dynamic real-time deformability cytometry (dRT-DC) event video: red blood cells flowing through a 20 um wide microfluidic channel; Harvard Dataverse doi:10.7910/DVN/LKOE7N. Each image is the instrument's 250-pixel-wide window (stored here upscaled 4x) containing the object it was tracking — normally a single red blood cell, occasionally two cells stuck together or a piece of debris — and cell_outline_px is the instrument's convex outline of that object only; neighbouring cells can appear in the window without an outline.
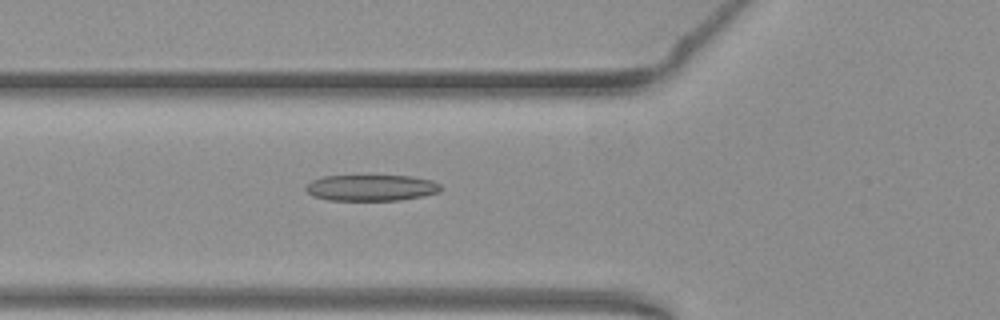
{"species": "common noctule bat (a hibernating species)", "species_latin": "Nyctalus noctula", "temperature_condition": "warm", "stored_images_in_passage": 37, "camera_frame_rate_fps": 3000, "um_per_image_px": 0.085, "animal": {"sex": "female", "body_mass_g": 19.3, "forearm_length_mm": 54.1}, "frame": {"image": 1, "passage_image": 3, "time_ms": 0.667, "image_size_px": [1000, 320], "cell_outline_px": [[440, 192], [400, 200], [328, 200], [312, 196], [304, 188], [312, 180], [324, 176], [412, 176], [432, 180], [440, 184]], "centroid_in_image_um": [31.54, 15.96], "position_along_channel_um": 94.3, "area_um2": 20.46}}
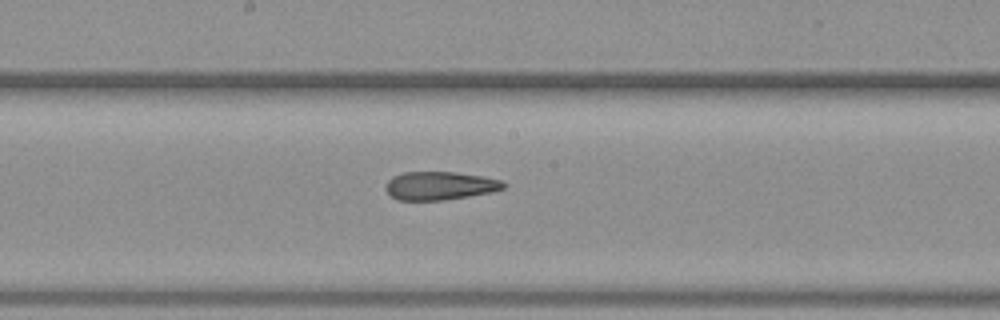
{"frame": {"image": 2, "passage_image": 12, "time_ms": 3.667, "image_size_px": [1000, 320], "cell_outline_px": [[508, 184], [504, 188], [492, 192], [444, 200], [396, 200], [384, 188], [388, 180], [392, 176], [404, 172], [456, 172], [480, 176], [500, 180]], "centroid_in_image_um": [37.37, 15.79], "position_along_channel_um": 210.8, "area_um2": 19.42}}
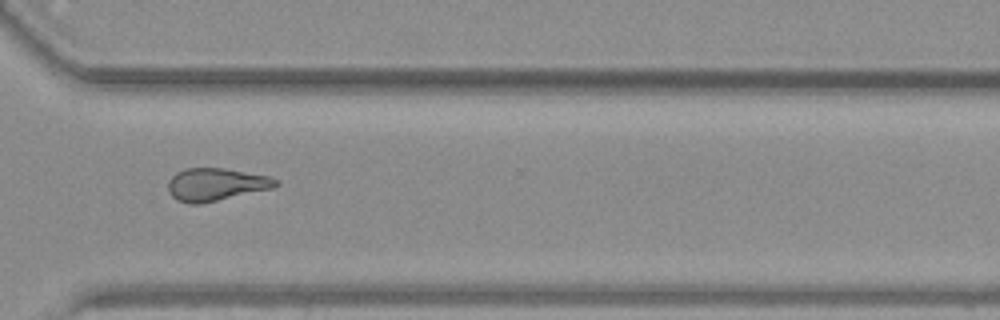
{"frame": {"image": 3, "passage_image": 23, "time_ms": 7.333, "image_size_px": [1000, 320], "cell_outline_px": [[280, 184], [272, 188], [200, 204], [188, 204], [176, 200], [168, 192], [168, 180], [176, 172], [184, 168], [224, 168], [268, 176], [280, 180]], "centroid_in_image_um": [18.32, 15.68], "position_along_channel_um": 352.3, "area_um2": 20.58}, "authors_computed_cell_mechanics": {"area_um2": 20.519, "velocity_mm_per_s": 3.8578, "shape_relaxation_time_tau1_ms": null, "shape_relaxation_time_tau2_ms": 2.8205, "deformation_change_tau1": null, "deformation_change_tau2": 0.1253}}